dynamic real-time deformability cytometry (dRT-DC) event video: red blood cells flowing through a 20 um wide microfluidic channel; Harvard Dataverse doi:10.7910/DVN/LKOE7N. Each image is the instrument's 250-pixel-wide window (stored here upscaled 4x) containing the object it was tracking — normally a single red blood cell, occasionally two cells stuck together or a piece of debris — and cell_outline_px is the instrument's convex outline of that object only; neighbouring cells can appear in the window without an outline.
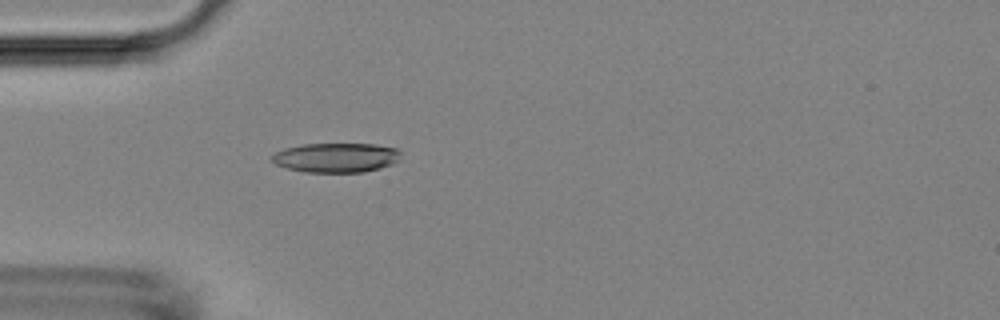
{"species": "Egyptian fruit bat (a non-hibernating species)", "species_latin": "Rousettus aegyptiacus", "temperature_condition": "room temperature", "stored_images_in_passage": 25, "camera_frame_rate_fps": 3000, "um_per_image_px": 0.085, "animal": {"sex": "female"}, "frame": {"image": 1, "passage_image": 1, "time_ms": 0.0, "image_size_px": [1000, 320], "cell_outline_px": [[388, 148], [380, 164], [372, 168], [348, 172], [328, 172], [300, 168], [324, 144], [360, 144]], "centroid_in_image_um": [29.36, 13.43], "position_along_channel_um": 55.6, "area_um2": 13.29}}
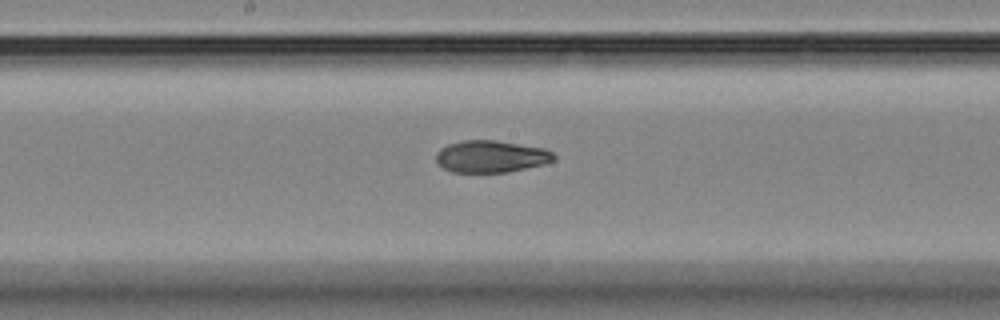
{"frame": {"image": 2, "passage_image": 13, "time_ms": 4.0, "image_size_px": [1000, 320], "cell_outline_px": [[552, 156], [532, 164], [512, 168], [488, 172], [484, 172], [464, 144], [504, 144], [544, 152]], "centroid_in_image_um": [42.82, 13.29], "position_along_channel_um": 205.4, "area_um2": 11.1}}
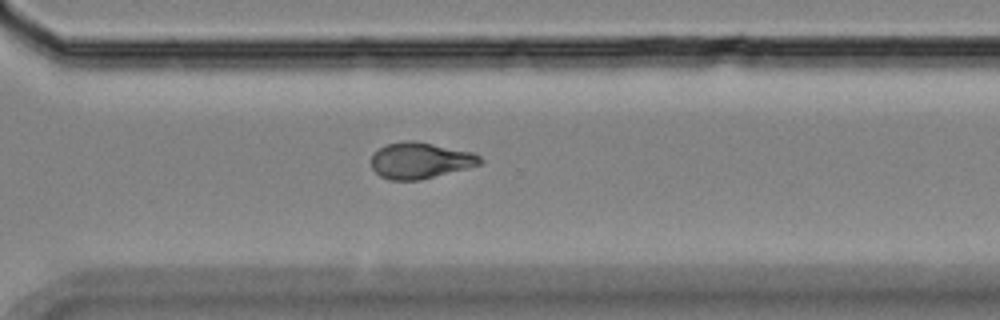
{"frame": {"image": 3, "passage_image": 23, "time_ms": 7.333, "image_size_px": [1000, 320], "cell_outline_px": [[476, 160], [424, 176], [388, 176], [400, 144], [424, 144], [476, 156]], "centroid_in_image_um": [36.19, 13.61], "position_along_channel_um": 334.4, "area_um2": 13.7}}